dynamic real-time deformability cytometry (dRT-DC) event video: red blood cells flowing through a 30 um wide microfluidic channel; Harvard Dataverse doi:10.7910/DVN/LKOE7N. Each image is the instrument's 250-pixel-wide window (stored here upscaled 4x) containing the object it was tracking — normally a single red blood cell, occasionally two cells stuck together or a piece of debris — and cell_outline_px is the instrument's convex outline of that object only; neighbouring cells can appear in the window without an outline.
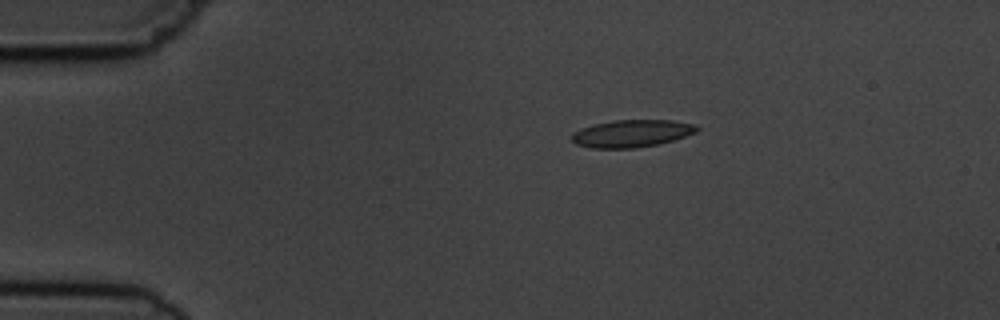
{"species": "common noctule bat (a hibernating species)", "species_latin": "Nyctalus noctula", "temperature_condition": "cold", "stored_images_in_passage": 5, "segment_of_instrument_passage": [1, 2], "camera_frame_rate_fps": 3000, "um_per_image_px": 0.085, "animal": {"sex": "male", "body_mass_g": 19.5, "forearm_length_mm": 54.6}, "frame": {"image": 1, "passage_image": 2, "time_ms": 2.333, "image_size_px": [1000, 320], "cell_outline_px": [[700, 128], [696, 132], [672, 140], [656, 144], [636, 148], [592, 148], [576, 144], [572, 140], [572, 132], [580, 128], [592, 124], [616, 120], [672, 120], [696, 124]], "centroid_in_image_um": [53.67, 11.33], "position_along_channel_um": 31.3, "area_um2": 19.94}}